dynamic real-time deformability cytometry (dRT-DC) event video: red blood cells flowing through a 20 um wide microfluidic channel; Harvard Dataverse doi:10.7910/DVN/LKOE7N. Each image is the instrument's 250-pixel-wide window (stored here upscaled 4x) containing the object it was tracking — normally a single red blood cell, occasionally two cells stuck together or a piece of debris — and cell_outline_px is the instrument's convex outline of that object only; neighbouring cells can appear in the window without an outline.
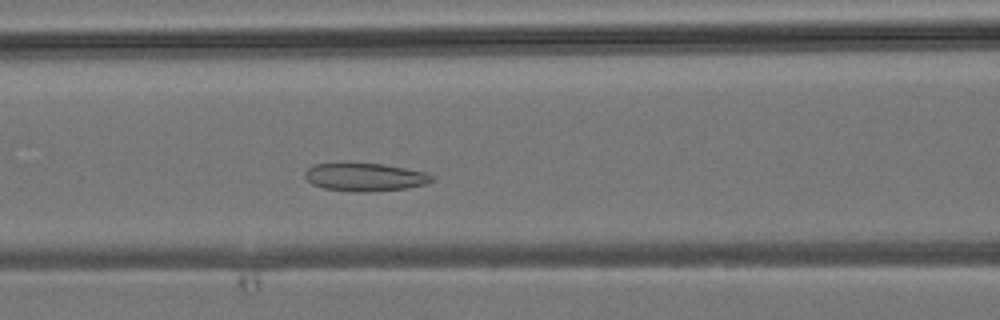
{"species": "common noctule bat (a hibernating species)", "species_latin": "Nyctalus noctula", "temperature_condition": "room temperature", "stored_images_in_passage": 34, "camera_frame_rate_fps": 3000, "um_per_image_px": 0.085, "animal": {"sex": "male", "body_mass_g": 19.2, "forearm_length_mm": 51.8}, "frame": {"image": 1, "passage_image": 12, "time_ms": 3.667, "image_size_px": [1000, 320], "cell_outline_px": [[436, 180], [424, 184], [408, 188], [360, 192], [324, 188], [312, 184], [304, 176], [304, 172], [312, 164], [384, 164], [428, 172], [436, 176]], "centroid_in_image_um": [31.09, 15.05], "position_along_channel_um": 135.5, "area_um2": 20.63}}
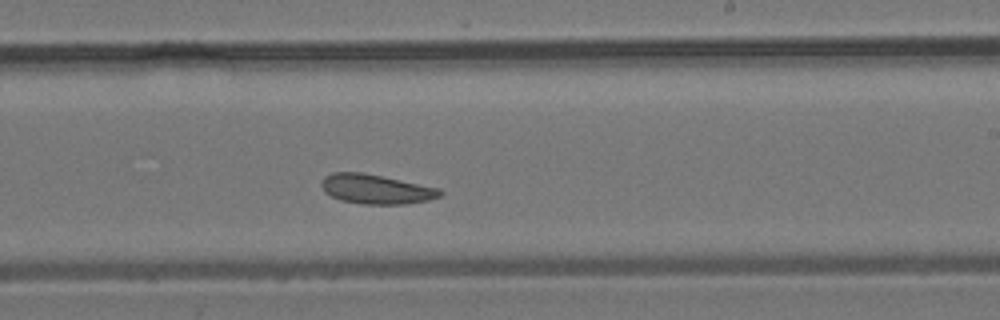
{"frame": {"image": 2, "passage_image": 20, "time_ms": 6.333, "image_size_px": [1000, 320], "cell_outline_px": [[444, 192], [440, 196], [428, 200], [404, 204], [364, 204], [340, 200], [324, 192], [320, 184], [324, 176], [332, 172], [364, 172], [440, 188]], "centroid_in_image_um": [31.95, 16.06], "position_along_channel_um": 257.0, "area_um2": 20.52}}
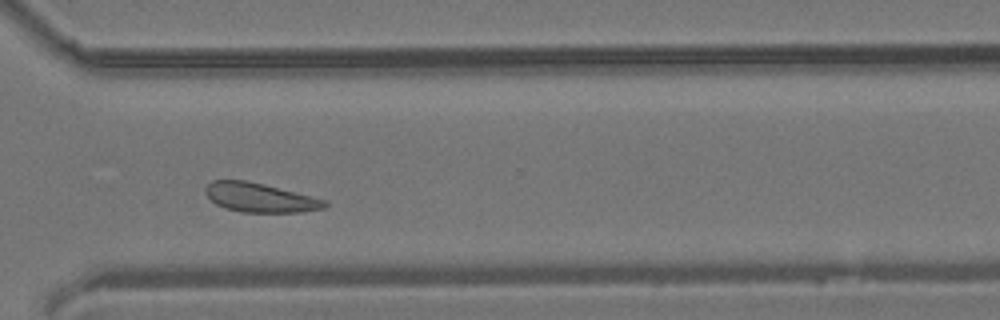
{"frame": {"image": 3, "passage_image": 26, "time_ms": 8.333, "image_size_px": [1000, 320], "cell_outline_px": [[328, 204], [324, 208], [300, 212], [240, 212], [224, 208], [216, 204], [204, 192], [204, 188], [212, 180], [248, 180], [328, 200]], "centroid_in_image_um": [22.09, 16.79], "position_along_channel_um": 348.5, "area_um2": 20.35}}